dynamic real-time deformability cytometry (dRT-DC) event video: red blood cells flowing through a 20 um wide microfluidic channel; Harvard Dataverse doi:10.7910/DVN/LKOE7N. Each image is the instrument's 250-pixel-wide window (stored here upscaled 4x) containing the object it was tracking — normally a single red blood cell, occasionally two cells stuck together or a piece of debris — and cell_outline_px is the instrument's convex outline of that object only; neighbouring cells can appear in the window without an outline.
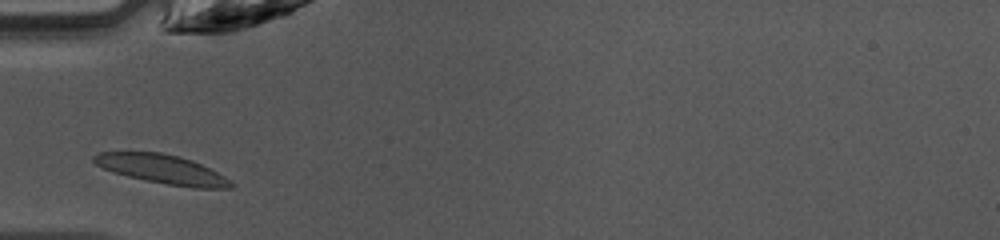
{"species": "common noctule bat (a hibernating species)", "species_latin": "Nyctalus noctula", "temperature_condition": "warm", "stored_images_in_passage": 29, "camera_frame_rate_fps": 3000, "um_per_image_px": 0.085, "animal": {"sex": "female", "body_mass_g": 10.0, "forearm_length_mm": 53.1}, "frame": {"image": 1, "passage_image": 1, "time_ms": 0.0, "image_size_px": [1000, 240], "cell_outline_px": [[236, 184], [232, 188], [196, 188], [168, 184], [128, 176], [112, 172], [96, 164], [92, 160], [92, 156], [100, 152], [160, 152], [192, 160], [224, 176]], "centroid_in_image_um": [13.78, 14.38], "position_along_channel_um": 71.2, "area_um2": 22.83}}
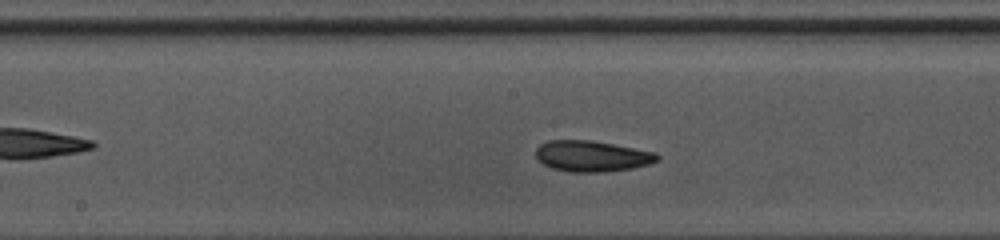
{"frame": {"image": 2, "passage_image": 10, "time_ms": 3.0, "image_size_px": [1000, 240], "cell_outline_px": [[660, 156], [656, 160], [648, 164], [632, 168], [600, 172], [572, 172], [552, 168], [536, 160], [536, 148], [540, 144], [548, 140], [592, 140], [656, 152]], "centroid_in_image_um": [50.27, 13.26], "position_along_channel_um": 197.9, "area_um2": 21.85}}
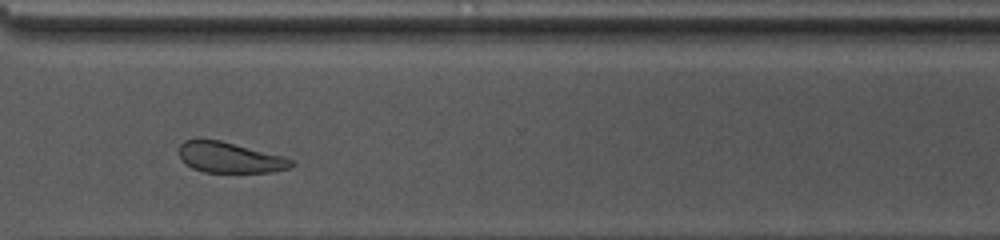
{"frame": {"image": 3, "passage_image": 21, "time_ms": 6.667, "image_size_px": [1000, 240], "cell_outline_px": [[296, 164], [292, 168], [272, 172], [204, 172], [192, 168], [180, 160], [180, 144], [184, 140], [220, 140], [284, 156], [292, 160]], "centroid_in_image_um": [19.57, 13.4], "position_along_channel_um": 351.0, "area_um2": 20.06}, "authors_computed_cell_mechanics": {"area_um2": 21.675, "velocity_mm_per_s": 4.187, "shape_relaxation_time_tau1_ms": 2.6933, "shape_relaxation_time_tau2_ms": 3.3944, "deformation_change_tau1": 0.0821, "deformation_change_tau2": 0.0705}}